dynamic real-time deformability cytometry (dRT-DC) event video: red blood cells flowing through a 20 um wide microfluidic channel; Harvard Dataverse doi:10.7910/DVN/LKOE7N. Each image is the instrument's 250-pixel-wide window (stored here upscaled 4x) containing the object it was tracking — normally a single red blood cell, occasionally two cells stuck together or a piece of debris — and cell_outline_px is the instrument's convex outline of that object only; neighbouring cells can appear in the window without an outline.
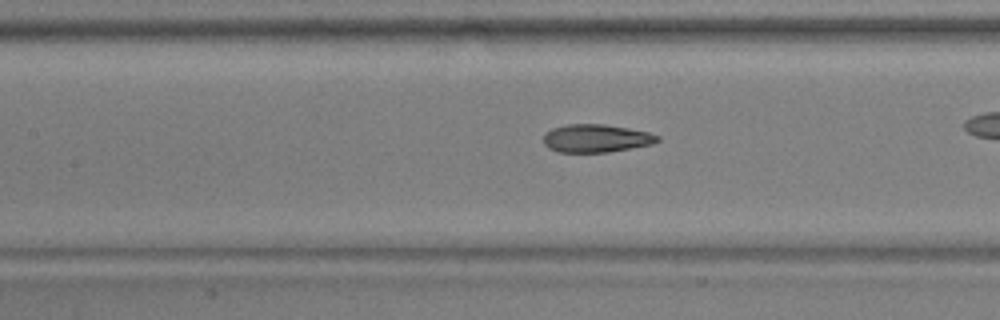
{"species": "common noctule bat (a hibernating species)", "species_latin": "Nyctalus noctula", "temperature_condition": "warm", "stored_images_in_passage": 34, "camera_frame_rate_fps": 3000, "um_per_image_px": 0.085, "animal": {"sex": "male", "body_mass_g": 17.9, "forearm_length_mm": 54.2}, "frame": {"image": 1, "passage_image": 15, "time_ms": 4.667, "image_size_px": [1000, 320], "cell_outline_px": [[660, 140], [652, 144], [608, 152], [556, 152], [548, 148], [544, 144], [544, 132], [552, 128], [568, 124], [604, 124], [628, 128], [648, 132], [660, 136]], "centroid_in_image_um": [50.65, 11.75], "position_along_channel_um": 156.8, "area_um2": 18.67}}
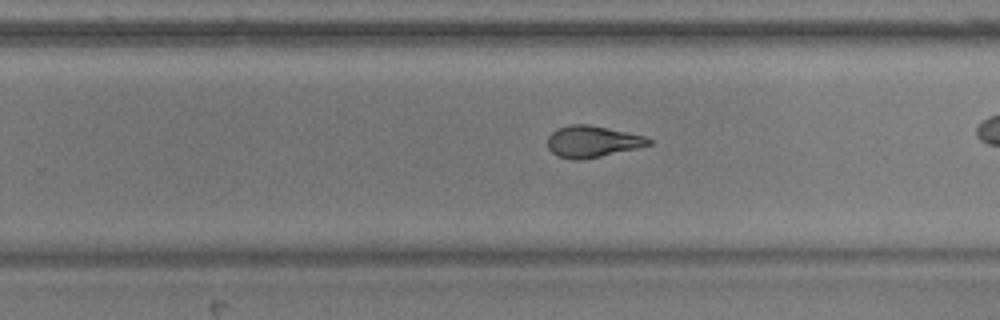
{"frame": {"image": 2, "passage_image": 25, "time_ms": 8.0, "image_size_px": [1000, 320], "cell_outline_px": [[652, 144], [636, 148], [600, 156], [580, 160], [572, 160], [556, 156], [548, 148], [548, 136], [556, 128], [568, 124], [588, 124], [644, 136], [652, 140]], "centroid_in_image_um": [50.3, 12.03], "position_along_channel_um": 279.5, "area_um2": 18.5}}
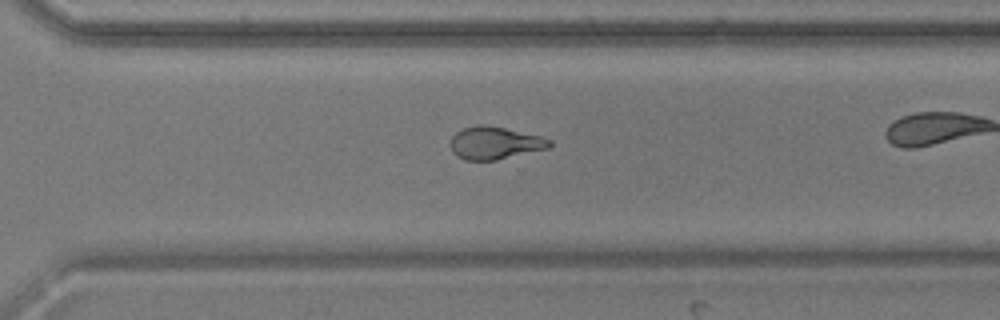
{"frame": {"image": 3, "passage_image": 29, "time_ms": 9.333, "image_size_px": [1000, 320], "cell_outline_px": [[552, 144], [548, 148], [496, 160], [464, 160], [456, 156], [452, 152], [452, 136], [460, 128], [480, 124], [484, 124], [504, 128], [540, 136], [552, 140]], "centroid_in_image_um": [42.04, 12.15], "position_along_channel_um": 328.6, "area_um2": 18.73}}